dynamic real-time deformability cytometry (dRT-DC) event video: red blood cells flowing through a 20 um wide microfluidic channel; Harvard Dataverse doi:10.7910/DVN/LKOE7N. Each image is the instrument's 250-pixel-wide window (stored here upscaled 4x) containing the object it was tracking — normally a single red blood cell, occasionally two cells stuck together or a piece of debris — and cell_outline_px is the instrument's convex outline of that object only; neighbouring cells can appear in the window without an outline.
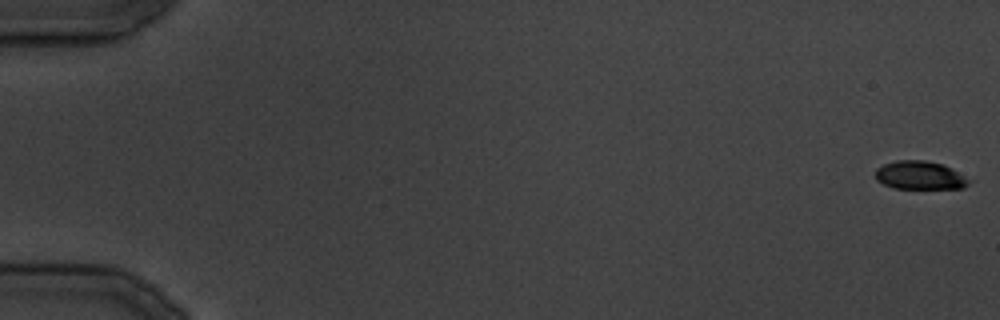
{"species": "common noctule bat (a hibernating species)", "species_latin": "Nyctalus noctula", "temperature_condition": "cold", "stored_images_in_passage": 36, "camera_frame_rate_fps": 3000, "um_per_image_px": 0.085, "animal": {"sex": "male", "body_mass_g": 19.5, "forearm_length_mm": 54.6}, "frame": {"image": 1, "passage_image": 1, "time_ms": 0.0, "image_size_px": [1000, 320], "cell_outline_px": [[976, 180], [964, 188], [892, 188], [876, 180], [876, 168], [884, 164], [896, 160], [924, 160], [944, 164]], "centroid_in_image_um": [78.28, 14.9], "position_along_channel_um": 6.7, "area_um2": 15.84}}
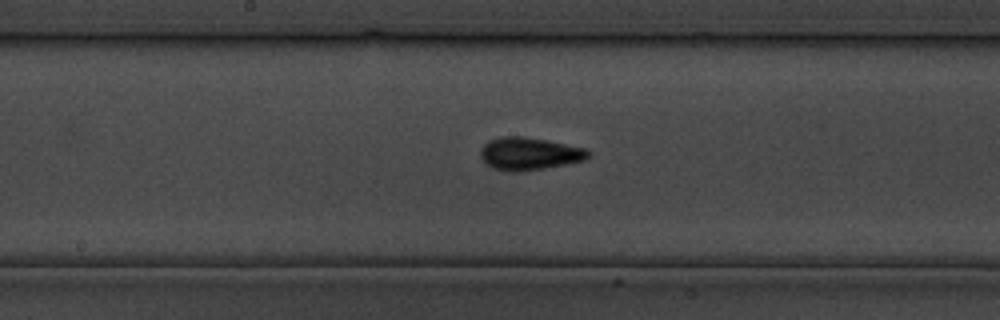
{"frame": {"image": 2, "passage_image": 19, "time_ms": 22.667, "image_size_px": [1000, 320], "cell_outline_px": [[592, 156], [584, 160], [544, 168], [516, 172], [512, 172], [492, 168], [484, 164], [480, 156], [480, 152], [484, 144], [488, 140], [500, 136], [524, 136], [588, 148], [592, 152]], "centroid_in_image_um": [44.99, 13.06], "position_along_channel_um": 203.2, "area_um2": 20.75}}
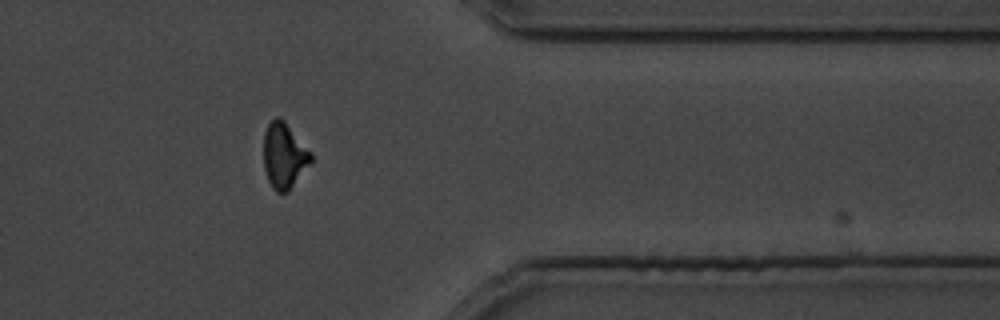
{"frame": {"image": 3, "passage_image": 29, "time_ms": 35.0, "image_size_px": [1000, 320], "cell_outline_px": [[312, 160], [288, 192], [276, 192], [272, 188], [268, 180], [264, 168], [264, 132], [268, 124], [276, 116], [280, 116], [284, 120], [312, 152]], "centroid_in_image_um": [24.15, 13.21], "position_along_channel_um": 387.3, "area_um2": 18.09}}